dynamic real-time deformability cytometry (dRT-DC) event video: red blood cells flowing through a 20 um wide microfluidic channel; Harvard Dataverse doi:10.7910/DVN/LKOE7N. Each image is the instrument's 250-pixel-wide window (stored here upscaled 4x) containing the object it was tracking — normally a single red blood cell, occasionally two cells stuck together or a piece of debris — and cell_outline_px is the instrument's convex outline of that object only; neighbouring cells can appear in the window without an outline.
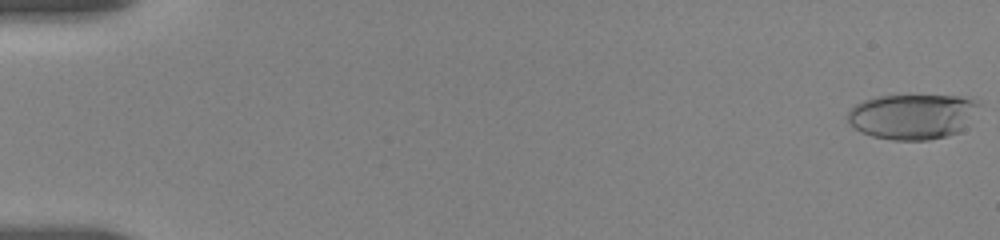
{"species": "human", "species_latin": "Homo sapiens", "temperature_condition": "room temperature", "stored_images_in_passage": 24, "camera_frame_rate_fps": 3000, "um_per_image_px": 0.085, "donor": {"sex": "female"}, "frame": {"image": 1, "passage_image": 1, "time_ms": 0.0, "image_size_px": [1000, 240], "cell_outline_px": [[980, 104], [960, 132], [948, 136], [928, 140], [892, 140], [872, 136], [860, 132], [848, 120], [848, 112], [856, 104], [864, 100], [880, 96], [960, 96], [976, 100]], "centroid_in_image_um": [77.55, 9.91], "position_along_channel_um": 7.4, "area_um2": 34.28}}
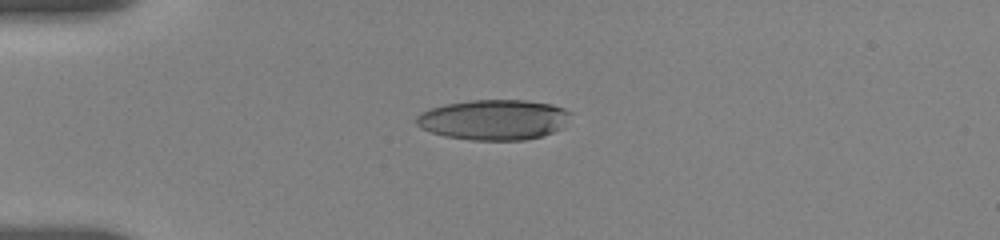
{"frame": {"image": 2, "passage_image": 17, "time_ms": 4.667, "image_size_px": [1000, 240], "cell_outline_px": [[572, 112], [564, 128], [540, 136], [524, 140], [472, 140], [444, 136], [432, 132], [416, 124], [416, 116], [420, 112], [444, 104], [472, 100], [524, 100], [552, 104], [564, 108]], "centroid_in_image_um": [42.0, 10.17], "position_along_channel_um": 43.0, "area_um2": 36.3}}